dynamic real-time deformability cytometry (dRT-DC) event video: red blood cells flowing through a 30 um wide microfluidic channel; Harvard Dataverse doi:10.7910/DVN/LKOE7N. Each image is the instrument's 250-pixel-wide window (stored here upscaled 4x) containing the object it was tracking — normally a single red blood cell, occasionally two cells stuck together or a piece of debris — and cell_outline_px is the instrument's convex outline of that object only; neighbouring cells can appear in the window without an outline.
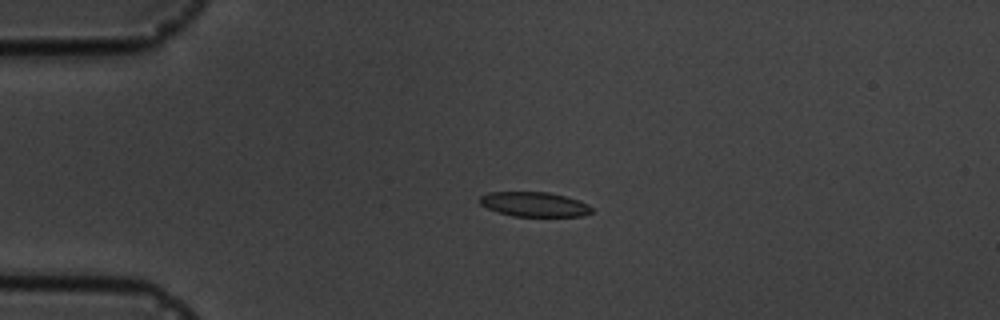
{"species": "common noctule bat (a hibernating species)", "species_latin": "Nyctalus noctula", "temperature_condition": "cold", "stored_images_in_passage": 3, "camera_frame_rate_fps": 3000, "um_per_image_px": 0.085, "animal": {"sex": "male", "body_mass_g": 19.5, "forearm_length_mm": 54.6}, "frame": {"image": 1, "passage_image": 3, "time_ms": 2.333, "image_size_px": [1000, 320], "cell_outline_px": [[592, 212], [584, 216], [512, 216], [488, 208], [480, 204], [480, 196], [488, 192], [548, 192], [564, 196], [588, 204], [592, 208]], "centroid_in_image_um": [45.41, 17.36], "position_along_channel_um": 39.6, "area_um2": 15.9}}